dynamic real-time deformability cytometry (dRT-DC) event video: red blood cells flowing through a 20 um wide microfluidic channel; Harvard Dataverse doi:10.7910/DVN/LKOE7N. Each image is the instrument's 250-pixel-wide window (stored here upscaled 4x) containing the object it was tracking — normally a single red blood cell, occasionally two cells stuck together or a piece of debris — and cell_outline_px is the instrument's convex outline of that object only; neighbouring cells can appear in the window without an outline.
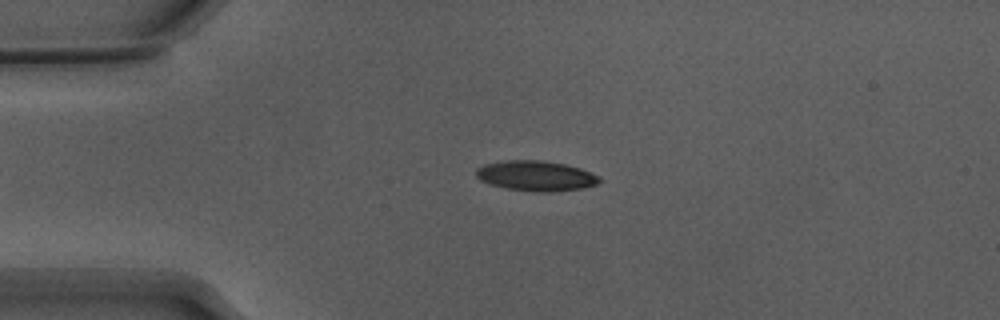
{"species": "Egyptian fruit bat (a non-hibernating species)", "species_latin": "Rousettus aegyptiacus", "temperature_condition": "warm", "stored_images_in_passage": 44, "camera_frame_rate_fps": 3000, "um_per_image_px": 0.085, "animal": {"sex": "male"}, "frame": {"image": 1, "passage_image": 3, "time_ms": 0.667, "image_size_px": [1000, 320], "cell_outline_px": [[604, 180], [596, 184], [584, 188], [552, 192], [532, 192], [508, 188], [488, 184], [480, 180], [476, 176], [476, 168], [484, 164], [508, 160], [540, 160], [564, 164], [580, 168], [600, 176]], "centroid_in_image_um": [45.57, 14.95], "position_along_channel_um": 39.4, "area_um2": 21.85}}
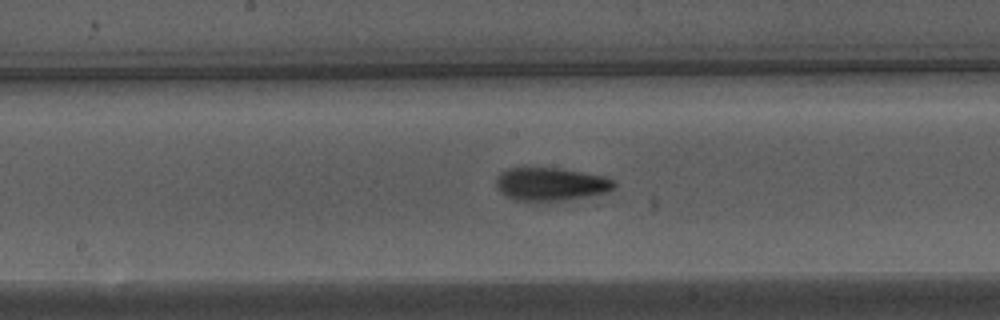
{"frame": {"image": 2, "passage_image": 18, "time_ms": 5.667, "image_size_px": [1000, 320], "cell_outline_px": [[616, 188], [608, 192], [588, 196], [564, 200], [512, 200], [500, 192], [496, 188], [496, 176], [500, 172], [508, 168], [560, 168], [604, 176], [616, 180]], "centroid_in_image_um": [46.83, 15.64], "position_along_channel_um": 201.4, "area_um2": 22.89}}
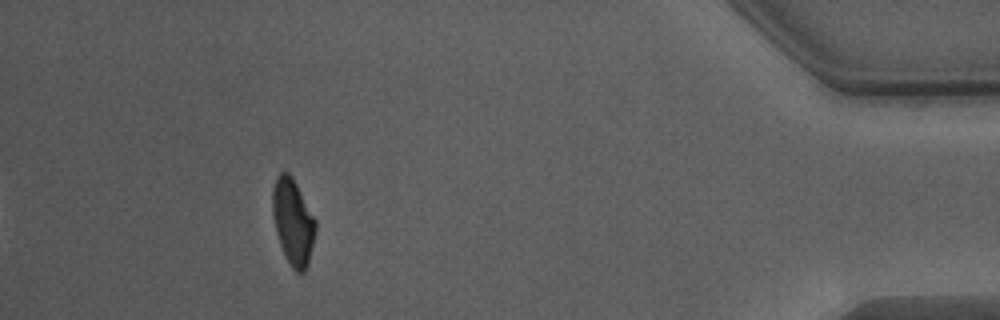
{"frame": {"image": 3, "passage_image": 39, "time_ms": 12.667, "image_size_px": [1000, 320], "cell_outline_px": [[316, 232], [308, 264], [304, 272], [296, 272], [292, 268], [280, 244], [276, 232], [272, 212], [272, 188], [276, 176], [280, 172], [288, 172], [292, 176], [316, 220]], "centroid_in_image_um": [24.9, 18.83], "position_along_channel_um": 410.3, "area_um2": 21.5}, "authors_computed_cell_mechanics": {"area_um2": 22.0507, "velocity_mm_per_s": 3.8536, "shape_relaxation_time_tau1_ms": 5.1184, "shape_relaxation_time_tau2_ms": 2.4456, "deformation_change_tau1": 0.1792, "deformation_change_tau2": 0.1038}}